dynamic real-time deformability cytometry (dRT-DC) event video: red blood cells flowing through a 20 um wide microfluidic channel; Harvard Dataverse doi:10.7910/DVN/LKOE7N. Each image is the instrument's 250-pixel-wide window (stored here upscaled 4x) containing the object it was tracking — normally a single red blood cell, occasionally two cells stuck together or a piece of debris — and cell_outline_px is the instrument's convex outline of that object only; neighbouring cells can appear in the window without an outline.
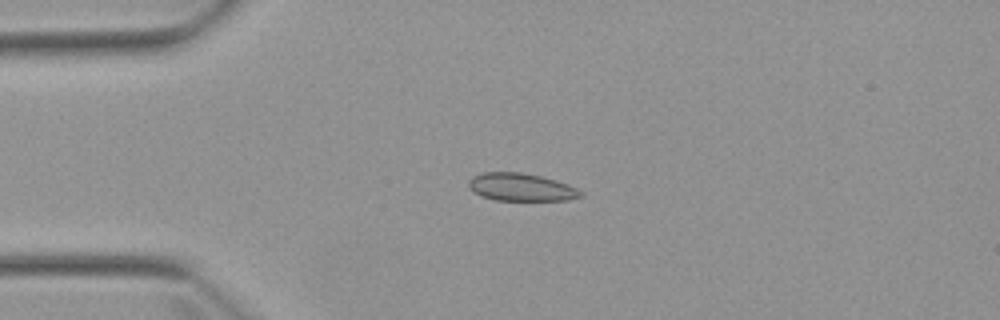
{"species": "Egyptian fruit bat (a non-hibernating species)", "species_latin": "Rousettus aegyptiacus", "temperature_condition": "warm", "stored_images_in_passage": 5, "camera_frame_rate_fps": 3000, "um_per_image_px": 0.085, "animal": {"sex": "female"}, "frame": {"image": 1, "passage_image": 4, "time_ms": 4.0, "image_size_px": [1000, 320], "cell_outline_px": [[584, 196], [568, 200], [496, 200], [484, 196], [476, 192], [468, 184], [468, 180], [472, 176], [480, 172], [520, 172], [540, 176], [556, 180], [568, 184], [584, 192]], "centroid_in_image_um": [44.34, 15.9], "position_along_channel_um": 40.7, "area_um2": 18.03}}